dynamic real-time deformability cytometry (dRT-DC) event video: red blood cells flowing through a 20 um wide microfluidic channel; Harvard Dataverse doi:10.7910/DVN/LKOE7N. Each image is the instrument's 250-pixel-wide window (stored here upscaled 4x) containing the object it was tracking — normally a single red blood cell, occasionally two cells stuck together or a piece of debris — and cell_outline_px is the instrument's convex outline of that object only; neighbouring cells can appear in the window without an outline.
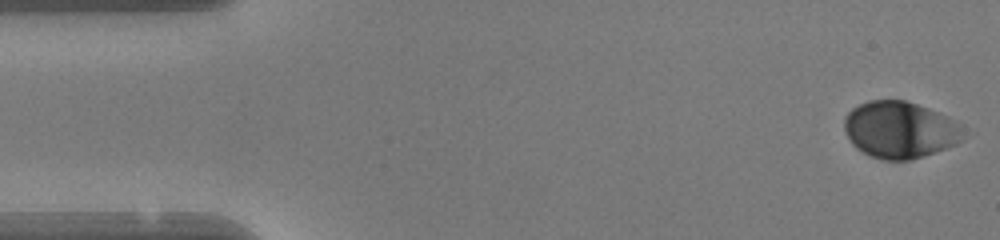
{"species": "human", "species_latin": "Homo sapiens", "temperature_condition": "warm", "stored_images_in_passage": 48, "camera_frame_rate_fps": 3000, "um_per_image_px": 0.085, "donor": {"sex": "female"}, "frame": {"image": 1, "passage_image": 1, "time_ms": 0.0, "image_size_px": [1000, 240], "cell_outline_px": [[968, 136], [964, 140], [956, 144], [924, 156], [908, 160], [880, 160], [856, 148], [852, 144], [844, 128], [844, 116], [852, 108], [868, 100], [904, 100], [928, 108], [948, 116], [960, 124], [968, 132]], "centroid_in_image_um": [76.54, 11.03], "position_along_channel_um": 8.5, "area_um2": 39.77}}
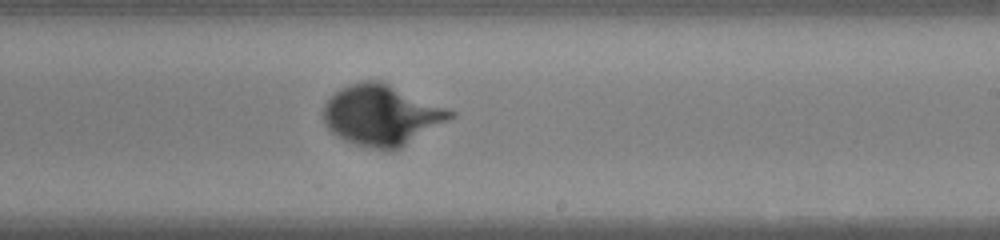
{"frame": {"image": 2, "passage_image": 28, "time_ms": 9.0, "image_size_px": [1000, 240], "cell_outline_px": [[456, 116], [400, 148], [392, 152], [388, 152], [368, 148], [344, 140], [336, 136], [324, 124], [324, 104], [340, 88], [348, 84], [360, 80], [384, 80], [456, 112]], "centroid_in_image_um": [32.45, 9.78], "position_along_channel_um": 256.6, "area_um2": 45.37}}
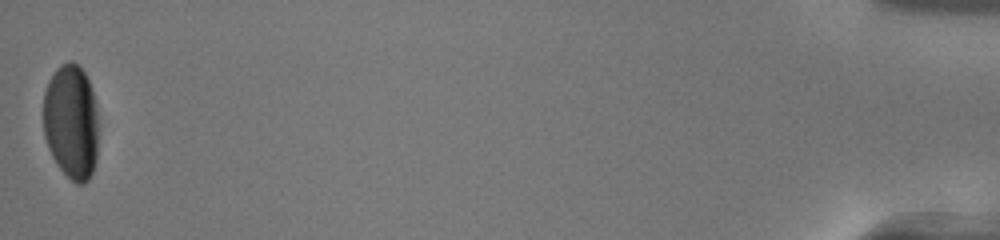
{"frame": {"image": 3, "passage_image": 48, "time_ms": 15.667, "image_size_px": [1000, 240], "cell_outline_px": [[96, 160], [92, 172], [88, 180], [84, 184], [76, 184], [60, 168], [52, 156], [48, 148], [44, 136], [44, 92], [48, 80], [56, 68], [60, 64], [68, 60], [72, 60], [84, 72], [88, 80], [96, 104]], "centroid_in_image_um": [6.03, 10.33], "position_along_channel_um": 429.2, "area_um2": 36.76}, "authors_computed_cell_mechanics": {"area_um2": 41.616, "velocity_mm_per_s": 4.1446, "shape_relaxation_time_tau1_ms": 2.6983, "shape_relaxation_time_tau2_ms": null, "deformation_change_tau1": 0.1584, "deformation_change_tau2": null}}